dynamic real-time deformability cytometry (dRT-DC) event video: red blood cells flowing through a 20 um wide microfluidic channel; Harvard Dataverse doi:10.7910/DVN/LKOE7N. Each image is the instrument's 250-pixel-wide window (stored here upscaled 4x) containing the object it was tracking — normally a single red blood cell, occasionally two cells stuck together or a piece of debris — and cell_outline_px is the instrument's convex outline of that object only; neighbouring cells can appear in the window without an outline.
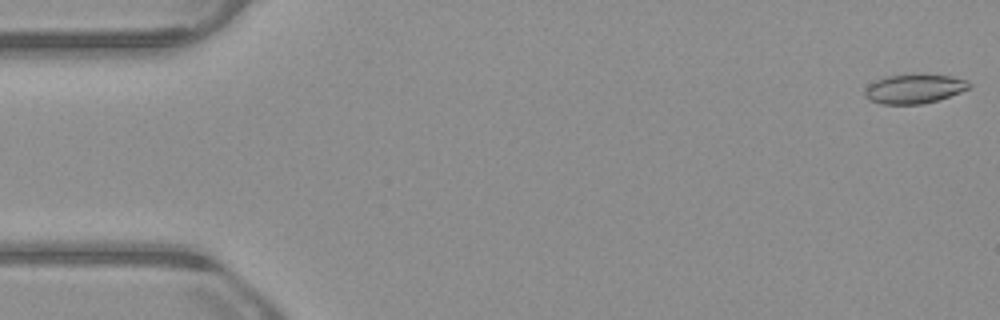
{"species": "common noctule bat (a hibernating species)", "species_latin": "Nyctalus noctula", "temperature_condition": "warm", "stored_images_in_passage": 9, "camera_frame_rate_fps": 3000, "um_per_image_px": 0.085, "animal": {"sex": "male", "body_mass_g": 23.1, "forearm_length_mm": 52.7}, "frame": {"image": 1, "passage_image": 1, "time_ms": 0.0, "image_size_px": [1000, 320], "cell_outline_px": [[972, 88], [936, 100], [920, 104], [880, 104], [868, 100], [864, 96], [864, 92], [868, 84], [884, 76], [912, 72], [924, 72], [952, 76], [964, 80], [972, 84]], "centroid_in_image_um": [77.69, 7.5], "position_along_channel_um": 7.3, "area_um2": 18.5}}